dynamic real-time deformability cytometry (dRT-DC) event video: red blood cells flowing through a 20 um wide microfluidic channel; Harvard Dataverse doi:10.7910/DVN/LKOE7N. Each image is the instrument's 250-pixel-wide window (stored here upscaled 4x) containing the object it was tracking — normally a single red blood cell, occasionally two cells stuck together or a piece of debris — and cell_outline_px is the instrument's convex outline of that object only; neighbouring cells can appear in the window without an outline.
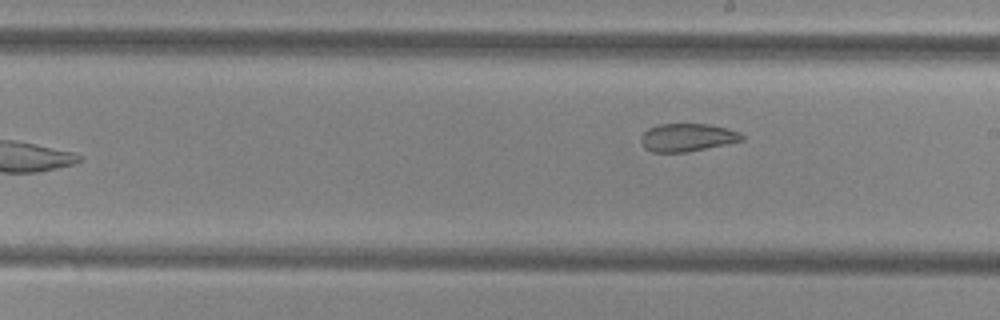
{"species": "common noctule bat (a hibernating species)", "species_latin": "Nyctalus noctula", "temperature_condition": "cold", "stored_images_in_passage": 10, "camera_frame_rate_fps": 3000, "um_per_image_px": 0.085, "animal": {"sex": "female", "body_mass_g": 29.2, "forearm_length_mm": 56.3}, "frame": {"image": 1, "passage_image": 10, "time_ms": 12.667, "image_size_px": [1000, 320], "cell_outline_px": [[744, 140], [684, 152], [652, 152], [644, 148], [640, 140], [640, 136], [648, 128], [660, 124], [708, 124], [740, 132], [744, 136]], "centroid_in_image_um": [58.37, 11.68], "position_along_channel_um": 230.6, "area_um2": 16.24}}